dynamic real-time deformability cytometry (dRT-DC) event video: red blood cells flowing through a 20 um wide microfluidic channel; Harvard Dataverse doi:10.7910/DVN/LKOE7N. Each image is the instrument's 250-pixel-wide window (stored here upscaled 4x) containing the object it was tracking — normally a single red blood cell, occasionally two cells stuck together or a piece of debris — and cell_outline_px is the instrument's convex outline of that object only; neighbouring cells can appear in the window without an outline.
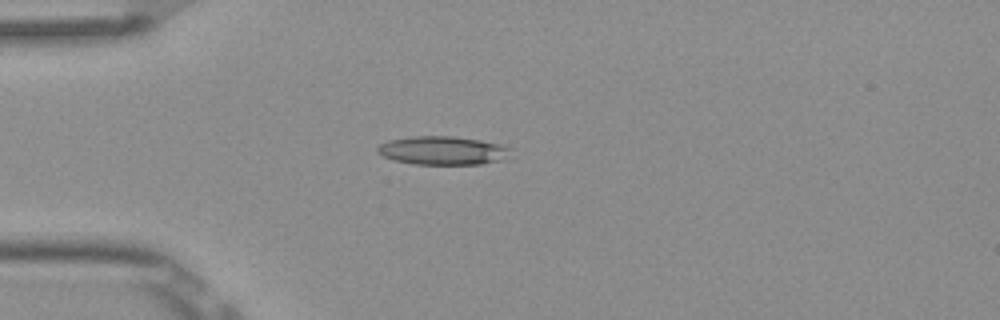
{"species": "Egyptian fruit bat (a non-hibernating species)", "species_latin": "Rousettus aegyptiacus", "temperature_condition": "room temperature", "stored_images_in_passage": 4, "camera_frame_rate_fps": 3000, "um_per_image_px": 0.085, "frame": {"image": 1, "passage_image": 4, "time_ms": 1.0, "image_size_px": [1000, 320], "cell_outline_px": [[512, 148], [508, 160], [480, 164], [416, 164], [396, 160], [384, 156], [376, 152], [376, 148], [380, 144], [388, 140], [412, 136], [452, 136], [480, 140], [504, 144]], "centroid_in_image_um": [37.72, 12.79], "position_along_channel_um": 47.3, "area_um2": 22.43}}